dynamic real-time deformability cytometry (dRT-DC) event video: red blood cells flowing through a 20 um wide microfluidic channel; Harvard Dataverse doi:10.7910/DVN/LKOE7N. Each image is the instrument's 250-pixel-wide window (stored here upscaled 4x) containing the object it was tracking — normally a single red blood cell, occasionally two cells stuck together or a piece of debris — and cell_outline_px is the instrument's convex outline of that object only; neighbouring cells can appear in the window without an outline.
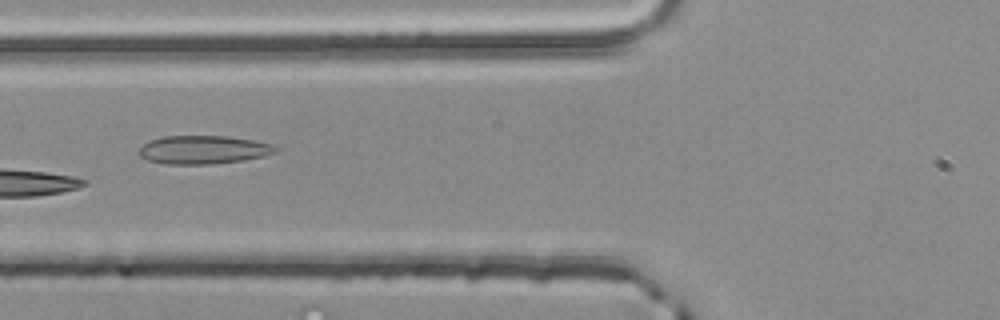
{"species": "common noctule bat (a hibernating species)", "species_latin": "Nyctalus noctula", "temperature_condition": "room temperature", "stored_images_in_passage": 5, "camera_frame_rate_fps": 3000, "um_per_image_px": 0.085, "animal": {"sex": "male", "body_mass_g": 20.4}, "frame": {"image": 1, "passage_image": 5, "time_ms": 1.333, "image_size_px": [1000, 320], "cell_outline_px": [[280, 148], [276, 152], [264, 156], [244, 160], [212, 164], [164, 164], [148, 160], [140, 156], [136, 152], [148, 140], [164, 136], [224, 136], [252, 140], [272, 144]], "centroid_in_image_um": [17.27, 12.73], "position_along_channel_um": 108.5, "area_um2": 22.72}}